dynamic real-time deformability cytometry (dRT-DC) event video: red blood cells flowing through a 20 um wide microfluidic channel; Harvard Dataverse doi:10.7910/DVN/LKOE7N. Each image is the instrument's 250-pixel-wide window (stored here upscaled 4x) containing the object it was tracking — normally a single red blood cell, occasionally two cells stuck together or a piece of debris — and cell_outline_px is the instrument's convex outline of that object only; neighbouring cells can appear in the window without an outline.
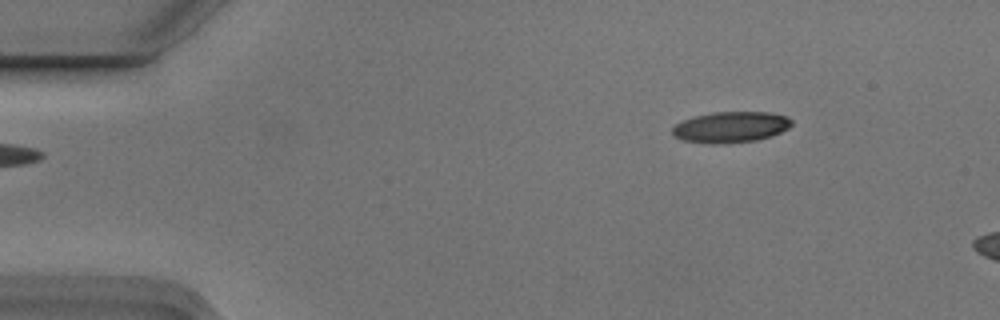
{"species": "Egyptian fruit bat (a non-hibernating species)", "species_latin": "Rousettus aegyptiacus", "temperature_condition": "cold", "stored_images_in_passage": 3, "camera_frame_rate_fps": 3000, "um_per_image_px": 0.085, "animal": {"sex": "male"}, "frame": {"image": 1, "passage_image": 3, "time_ms": 0.667, "image_size_px": [1000, 320], "cell_outline_px": [[792, 124], [788, 128], [772, 136], [756, 140], [684, 140], [672, 136], [672, 128], [676, 124], [684, 120], [696, 116], [716, 112], [768, 112], [788, 116], [792, 120]], "centroid_in_image_um": [62.19, 10.74], "position_along_channel_um": 22.8, "area_um2": 20.29}}